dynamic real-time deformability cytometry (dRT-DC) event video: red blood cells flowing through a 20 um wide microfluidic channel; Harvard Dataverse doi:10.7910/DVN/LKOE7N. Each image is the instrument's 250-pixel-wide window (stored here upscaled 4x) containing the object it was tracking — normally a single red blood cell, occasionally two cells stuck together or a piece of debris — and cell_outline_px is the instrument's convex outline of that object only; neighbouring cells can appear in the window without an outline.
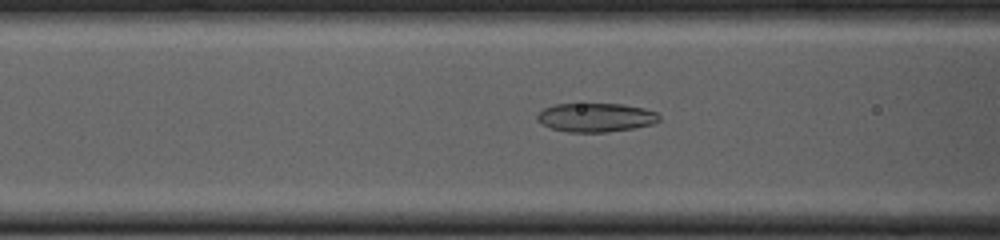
{"species": "common noctule bat (a hibernating species)", "species_latin": "Nyctalus noctula", "temperature_condition": "cold", "stored_images_in_passage": 54, "camera_frame_rate_fps": 3000, "um_per_image_px": 0.085, "animal": {"sex": "female", "body_mass_g": 23.0, "forearm_length_mm": 53.4}, "frame": {"image": 1, "passage_image": 21, "time_ms": 6.667, "image_size_px": [1000, 240], "cell_outline_px": [[660, 120], [652, 124], [636, 128], [604, 132], [568, 132], [552, 128], [536, 120], [536, 116], [544, 108], [552, 104], [624, 104], [644, 108], [656, 112], [660, 116]], "centroid_in_image_um": [50.66, 9.98], "position_along_channel_um": 115.9, "area_um2": 20.52}}
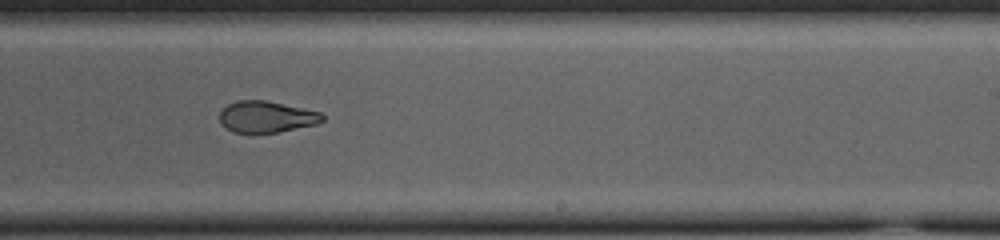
{"frame": {"image": 2, "passage_image": 33, "time_ms": 10.667, "image_size_px": [1000, 240], "cell_outline_px": [[324, 120], [316, 124], [276, 132], [232, 132], [220, 124], [220, 112], [228, 104], [236, 100], [268, 100], [320, 112], [324, 116]], "centroid_in_image_um": [22.63, 9.91], "position_along_channel_um": 266.4, "area_um2": 18.73}}
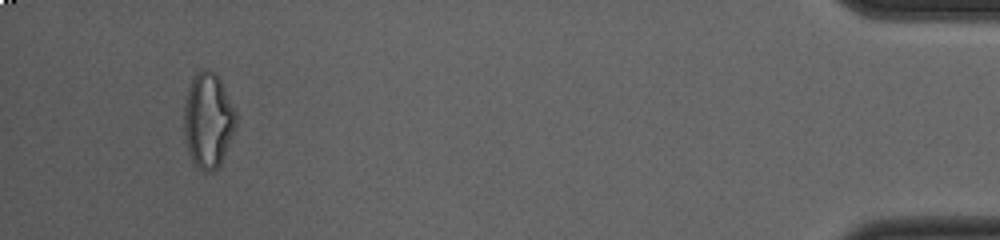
{"frame": {"image": 3, "passage_image": 51, "time_ms": 16.667, "image_size_px": [1000, 240], "cell_outline_px": [[236, 128], [220, 164], [212, 172], [200, 172], [196, 168], [192, 160], [184, 136], [184, 100], [192, 76], [200, 68], [208, 68], [216, 72], [220, 76], [236, 112]], "centroid_in_image_um": [17.69, 10.18], "position_along_channel_um": 417.5, "area_um2": 29.48}, "authors_computed_cell_mechanics": {"area_um2": 22.0796, "velocity_mm_per_s": 3.7683, "shape_relaxation_time_tau1_ms": 9.7434, "shape_relaxation_time_tau2_ms": 1.0608, "deformation_change_tau1": 0.2512, "deformation_change_tau2": 0.0573}}